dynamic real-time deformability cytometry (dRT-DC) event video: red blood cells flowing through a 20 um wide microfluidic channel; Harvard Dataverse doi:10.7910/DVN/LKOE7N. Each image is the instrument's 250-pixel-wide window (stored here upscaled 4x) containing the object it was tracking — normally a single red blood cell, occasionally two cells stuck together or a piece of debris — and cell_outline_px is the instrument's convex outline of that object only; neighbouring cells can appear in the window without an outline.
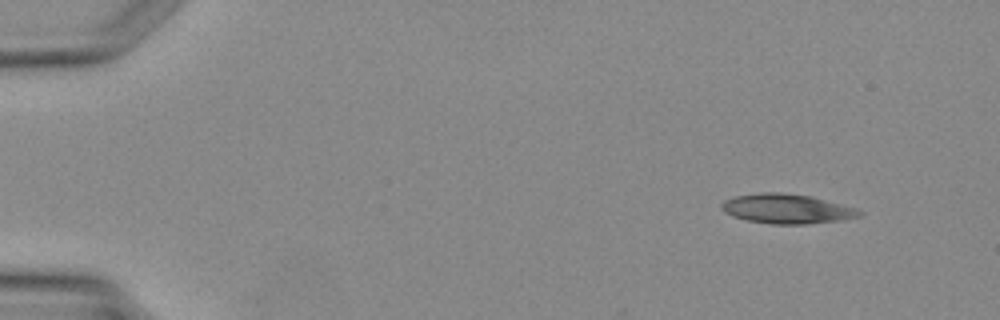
{"species": "Egyptian fruit bat (a non-hibernating species)", "species_latin": "Rousettus aegyptiacus", "temperature_condition": "warm", "stored_images_in_passage": 3, "camera_frame_rate_fps": 3000, "um_per_image_px": 0.085, "animal": {"sex": "female"}, "frame": {"image": 1, "passage_image": 1, "time_ms": 0.0, "image_size_px": [1000, 320], "cell_outline_px": [[864, 216], [840, 220], [808, 224], [772, 224], [748, 220], [732, 216], [724, 212], [720, 208], [720, 204], [724, 200], [732, 196], [760, 192], [780, 192], [812, 196], [856, 208], [864, 212]], "centroid_in_image_um": [66.87, 17.74], "position_along_channel_um": 18.1, "area_um2": 24.04}}